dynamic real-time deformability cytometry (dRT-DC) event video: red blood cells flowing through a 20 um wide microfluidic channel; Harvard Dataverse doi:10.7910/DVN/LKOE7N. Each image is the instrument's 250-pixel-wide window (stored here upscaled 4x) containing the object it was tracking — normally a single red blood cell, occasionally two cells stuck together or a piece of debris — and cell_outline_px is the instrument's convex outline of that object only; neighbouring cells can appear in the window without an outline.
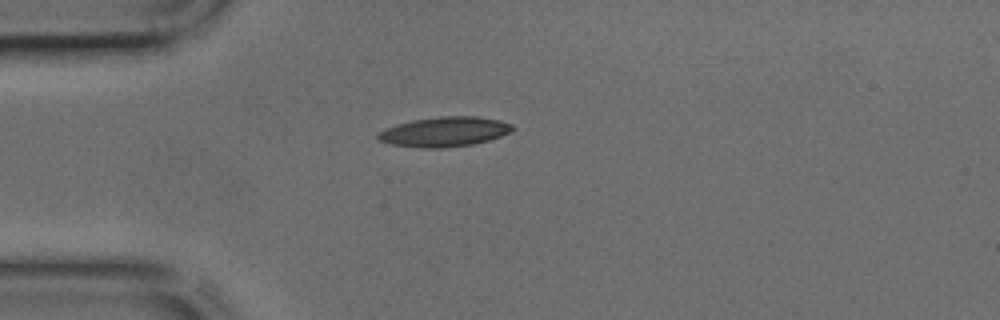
{"species": "common noctule bat (a hibernating species)", "species_latin": "Nyctalus noctula", "temperature_condition": "cold", "stored_images_in_passage": 33, "camera_frame_rate_fps": 3000, "um_per_image_px": 0.085, "animal": {"sex": "male", "body_mass_g": 17.9, "forearm_length_mm": 54.2}, "frame": {"image": 1, "passage_image": 1, "time_ms": 0.0, "image_size_px": [1000, 320], "cell_outline_px": [[516, 128], [500, 136], [488, 140], [472, 144], [440, 148], [420, 148], [392, 144], [380, 140], [376, 136], [384, 128], [396, 124], [412, 120], [440, 116], [476, 116], [500, 120], [512, 124]], "centroid_in_image_um": [37.77, 11.19], "position_along_channel_um": 47.2, "area_um2": 23.24}}
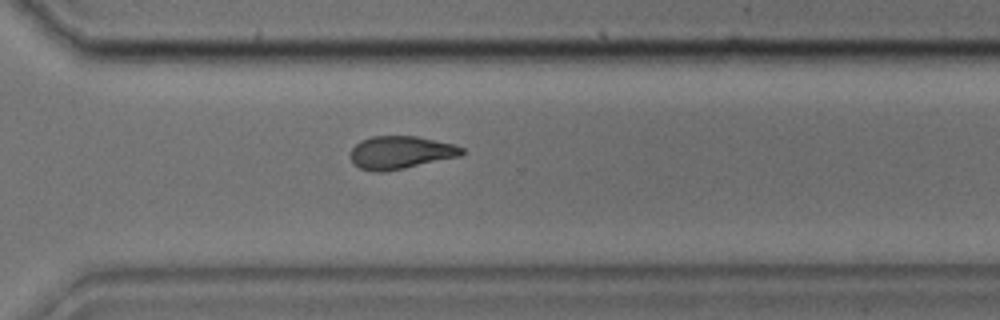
{"frame": {"image": 2, "passage_image": 21, "time_ms": 6.667, "image_size_px": [1000, 320], "cell_outline_px": [[464, 152], [460, 156], [404, 168], [384, 172], [372, 172], [360, 168], [352, 164], [348, 156], [352, 148], [360, 140], [372, 136], [416, 136], [452, 144], [464, 148]], "centroid_in_image_um": [33.98, 12.97], "position_along_channel_um": 336.6, "area_um2": 21.44}}
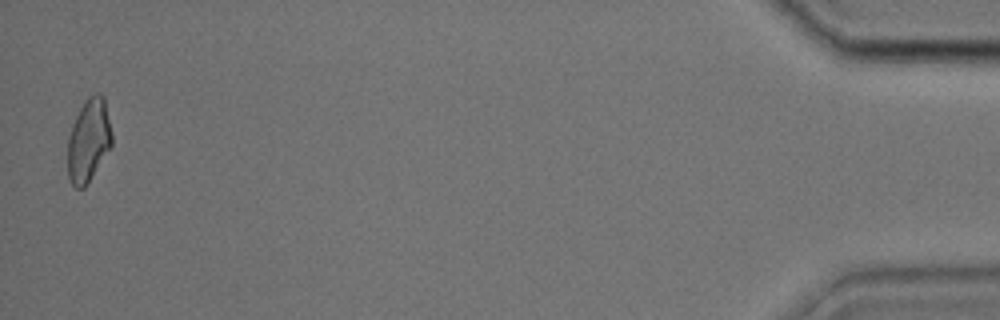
{"frame": {"image": 3, "passage_image": 33, "time_ms": 10.667, "image_size_px": [1000, 320], "cell_outline_px": [[112, 144], [84, 188], [76, 188], [72, 184], [68, 176], [68, 136], [72, 124], [84, 100], [88, 96], [96, 92], [100, 92], [104, 96], [112, 132]], "centroid_in_image_um": [7.53, 11.88], "position_along_channel_um": 427.7, "area_um2": 21.33}}